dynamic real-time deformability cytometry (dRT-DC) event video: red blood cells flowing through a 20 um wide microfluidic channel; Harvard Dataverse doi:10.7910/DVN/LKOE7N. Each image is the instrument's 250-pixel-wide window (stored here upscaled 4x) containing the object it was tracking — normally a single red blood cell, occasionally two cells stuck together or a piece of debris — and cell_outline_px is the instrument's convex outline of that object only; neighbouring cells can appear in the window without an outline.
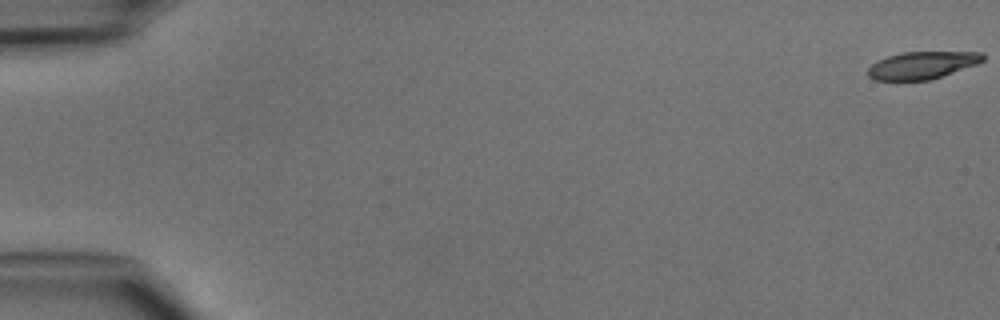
{"species": "common noctule bat (a hibernating species)", "species_latin": "Nyctalus noctula", "temperature_condition": "cold", "stored_images_in_passage": 48, "camera_frame_rate_fps": 3000, "um_per_image_px": 0.085, "animal": {"sex": "male", "body_mass_g": 15.6}, "frame": {"image": 1, "passage_image": 1, "time_ms": 0.0, "image_size_px": [1000, 320], "cell_outline_px": [[984, 60], [976, 64], [932, 80], [876, 80], [868, 76], [868, 68], [876, 60], [888, 56], [904, 52], [984, 52]], "centroid_in_image_um": [78.38, 5.54], "position_along_channel_um": 6.6, "area_um2": 18.32}}
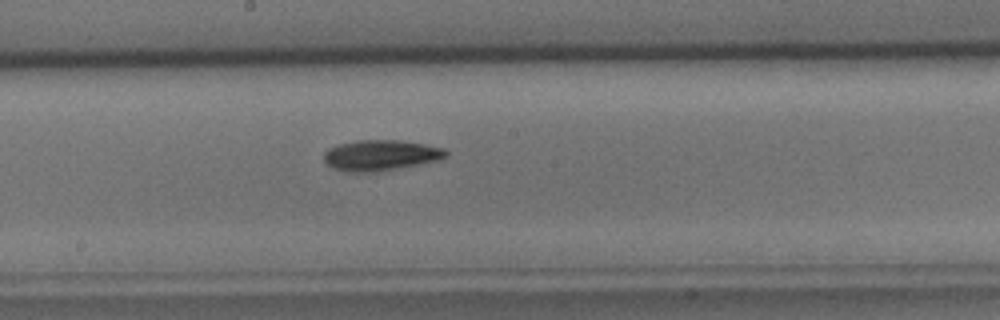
{"frame": {"image": 2, "passage_image": 27, "time_ms": 8.667, "image_size_px": [1000, 320], "cell_outline_px": [[448, 156], [436, 160], [376, 172], [348, 172], [332, 168], [324, 160], [324, 152], [328, 148], [336, 144], [356, 140], [400, 140], [424, 144], [444, 148], [448, 152]], "centroid_in_image_um": [32.3, 13.18], "position_along_channel_um": 215.9, "area_um2": 21.73}}
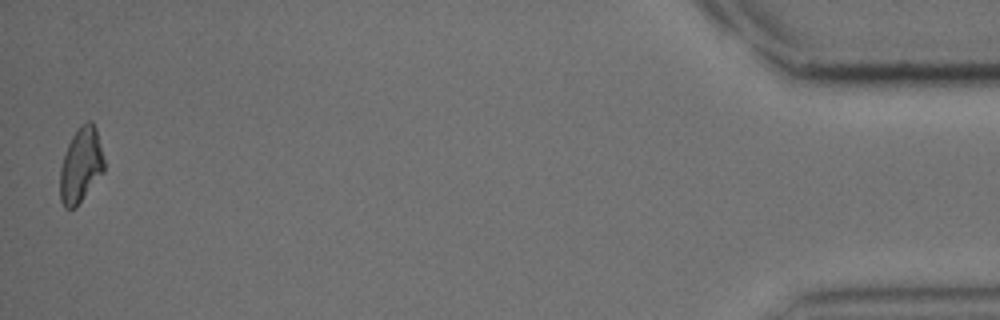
{"frame": {"image": 3, "passage_image": 48, "time_ms": 15.667, "image_size_px": [1000, 320], "cell_outline_px": [[104, 172], [76, 208], [64, 208], [60, 200], [60, 168], [68, 144], [72, 136], [80, 124], [88, 120], [92, 120], [96, 128], [104, 160]], "centroid_in_image_um": [6.87, 14.05], "position_along_channel_um": 428.3, "area_um2": 19.36}}